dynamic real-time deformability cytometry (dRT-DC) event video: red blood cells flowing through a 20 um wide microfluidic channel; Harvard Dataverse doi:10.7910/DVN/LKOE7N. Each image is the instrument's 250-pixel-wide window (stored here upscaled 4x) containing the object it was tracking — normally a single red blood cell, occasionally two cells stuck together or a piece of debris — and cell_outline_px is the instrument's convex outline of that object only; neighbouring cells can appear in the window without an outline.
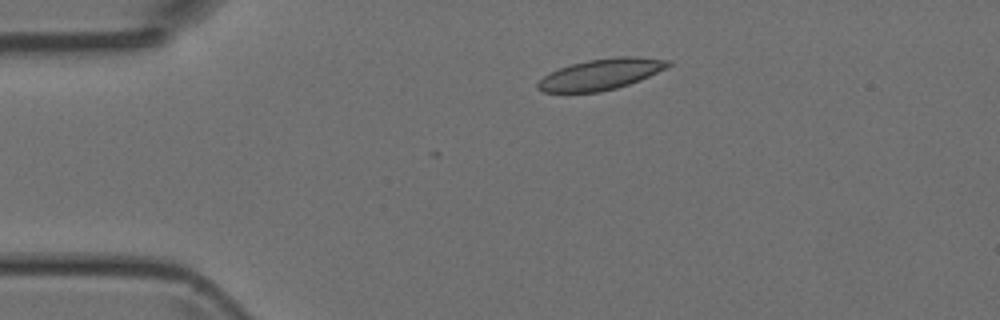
{"species": "Egyptian fruit bat (a non-hibernating species)", "species_latin": "Rousettus aegyptiacus", "temperature_condition": "room temperature", "stored_images_in_passage": 4, "camera_frame_rate_fps": 3000, "um_per_image_px": 0.085, "animal": {"sex": "female"}, "frame": {"image": 1, "passage_image": 2, "time_ms": 2.0, "image_size_px": [1000, 320], "cell_outline_px": [[672, 64], [668, 68], [640, 80], [616, 88], [600, 92], [540, 92], [536, 88], [536, 84], [544, 76], [560, 68], [572, 64], [588, 60], [616, 56], [636, 56], [672, 60]], "centroid_in_image_um": [51.12, 6.31], "position_along_channel_um": 33.9, "area_um2": 23.58}}